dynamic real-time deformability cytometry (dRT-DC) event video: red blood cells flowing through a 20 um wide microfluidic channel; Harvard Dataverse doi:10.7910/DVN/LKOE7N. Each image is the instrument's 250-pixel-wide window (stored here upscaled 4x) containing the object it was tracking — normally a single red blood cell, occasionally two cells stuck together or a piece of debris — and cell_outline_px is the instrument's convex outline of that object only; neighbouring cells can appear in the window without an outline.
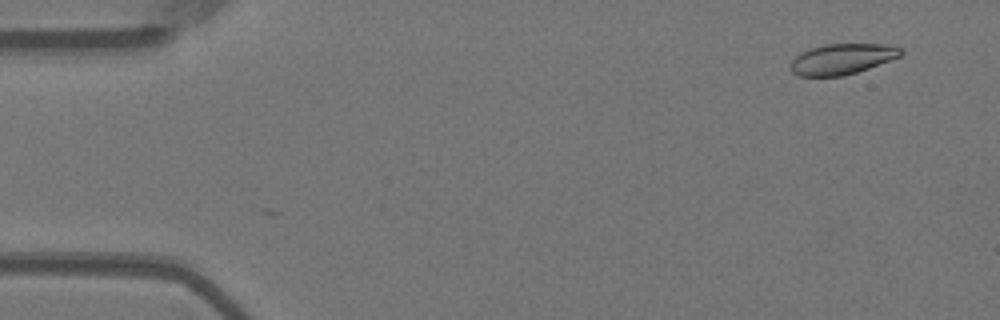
{"species": "Egyptian fruit bat (a non-hibernating species)", "species_latin": "Rousettus aegyptiacus", "temperature_condition": "warm", "stored_images_in_passage": 56, "camera_frame_rate_fps": 3000, "um_per_image_px": 0.085, "animal": {"sex": "female"}, "frame": {"image": 1, "passage_image": 4, "time_ms": 1.0, "image_size_px": [1000, 320], "cell_outline_px": [[904, 52], [900, 56], [868, 68], [844, 76], [800, 76], [792, 72], [792, 60], [800, 52], [808, 48], [824, 44], [884, 44], [900, 48]], "centroid_in_image_um": [71.55, 5.01], "position_along_channel_um": 13.4, "area_um2": 19.54}}
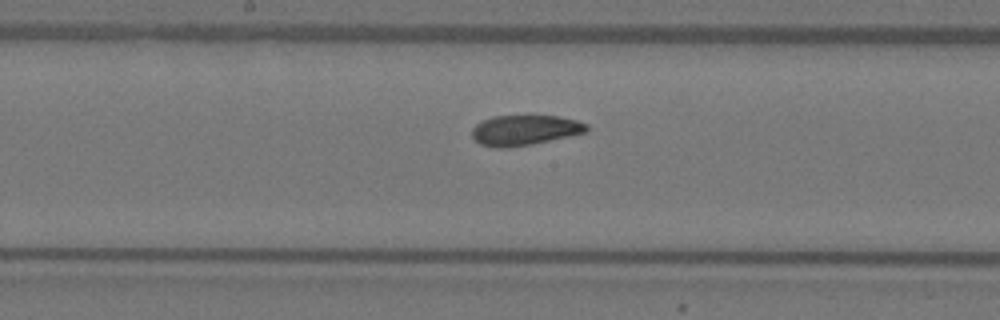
{"frame": {"image": 2, "passage_image": 29, "time_ms": 9.333, "image_size_px": [1000, 320], "cell_outline_px": [[588, 132], [532, 144], [508, 148], [496, 148], [480, 144], [472, 136], [472, 128], [476, 124], [492, 116], [556, 116], [576, 120], [588, 124]], "centroid_in_image_um": [44.6, 11.07], "position_along_channel_um": 203.6, "area_um2": 20.17}}
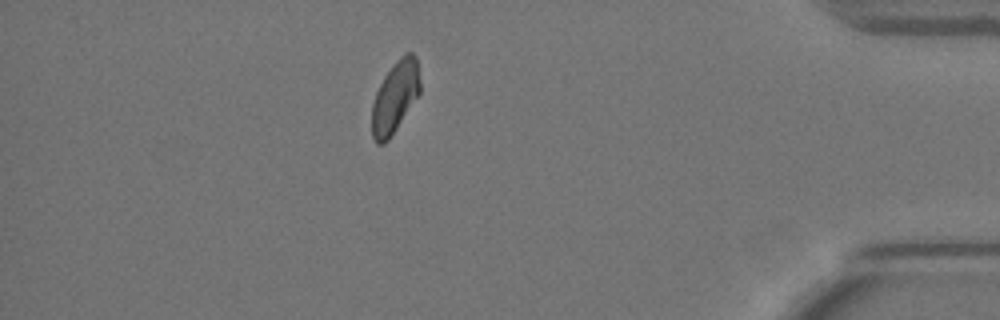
{"frame": {"image": 3, "passage_image": 49, "time_ms": 16.0, "image_size_px": [1000, 320], "cell_outline_px": [[420, 92], [388, 140], [384, 144], [376, 144], [372, 136], [372, 104], [376, 92], [384, 76], [392, 64], [404, 52], [412, 52], [416, 56], [420, 80]], "centroid_in_image_um": [33.57, 8.21], "position_along_channel_um": 401.6, "area_um2": 20.0}, "authors_computed_cell_mechanics": {"area_um2": 20.519, "velocity_mm_per_s": 3.6257, "shape_relaxation_time_tau1_ms": 4.2136, "shape_relaxation_time_tau2_ms": null, "deformation_change_tau1": 0.122, "deformation_change_tau2": null}}